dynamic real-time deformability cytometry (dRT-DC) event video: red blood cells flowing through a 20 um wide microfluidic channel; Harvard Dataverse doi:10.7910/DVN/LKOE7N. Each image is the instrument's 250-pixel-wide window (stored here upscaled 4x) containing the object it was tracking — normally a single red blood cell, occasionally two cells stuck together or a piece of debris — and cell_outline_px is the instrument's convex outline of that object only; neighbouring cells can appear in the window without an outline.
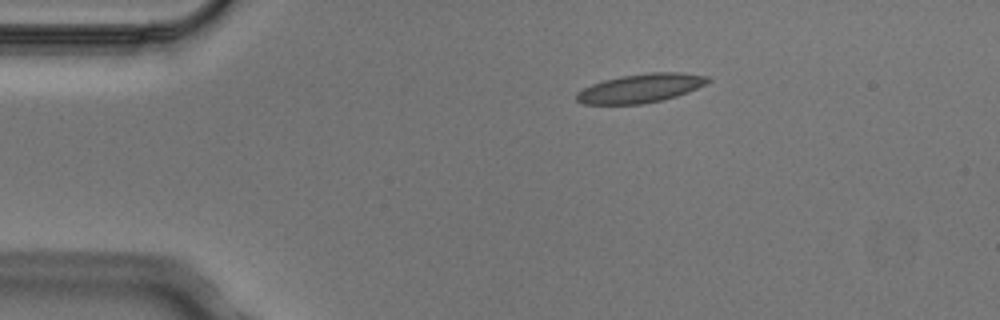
{"species": "Egyptian fruit bat (a non-hibernating species)", "species_latin": "Rousettus aegyptiacus", "temperature_condition": "cold", "stored_images_in_passage": 4, "camera_frame_rate_fps": 3000, "um_per_image_px": 0.085, "animal": {"sex": "male"}, "frame": {"image": 1, "passage_image": 4, "time_ms": 1.0, "image_size_px": [1000, 320], "cell_outline_px": [[712, 80], [688, 92], [676, 96], [660, 100], [640, 104], [584, 104], [576, 100], [576, 92], [592, 84], [604, 80], [620, 76], [648, 72], [680, 72], [708, 76]], "centroid_in_image_um": [54.44, 7.49], "position_along_channel_um": 30.6, "area_um2": 21.96}}